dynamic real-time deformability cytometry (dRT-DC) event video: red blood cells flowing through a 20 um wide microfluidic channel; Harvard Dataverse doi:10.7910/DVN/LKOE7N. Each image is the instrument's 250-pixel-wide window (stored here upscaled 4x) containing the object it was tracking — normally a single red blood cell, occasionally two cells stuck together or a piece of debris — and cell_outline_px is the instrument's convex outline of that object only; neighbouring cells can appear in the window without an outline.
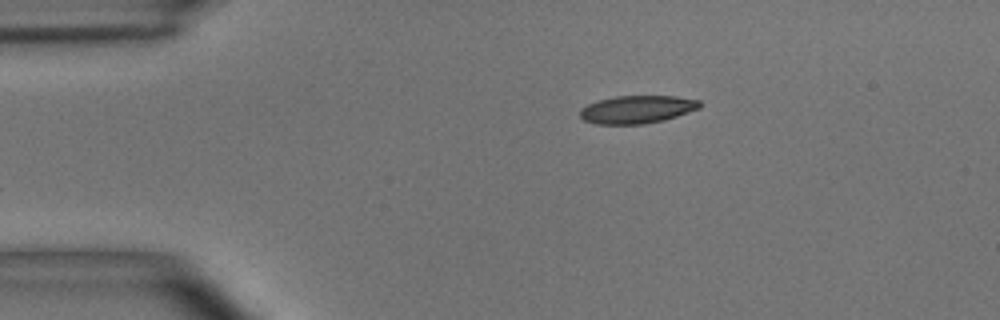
{"species": "common noctule bat (a hibernating species)", "species_latin": "Nyctalus noctula", "temperature_condition": "room temperature", "stored_images_in_passage": 45, "camera_frame_rate_fps": 3000, "um_per_image_px": 0.085, "animal": {"sex": "male", "body_mass_g": 15.6}, "frame": {"image": 1, "passage_image": 1, "time_ms": 0.0, "image_size_px": [1000, 320], "cell_outline_px": [[704, 104], [700, 108], [664, 120], [644, 124], [596, 124], [584, 120], [580, 116], [580, 108], [596, 100], [616, 96], [676, 96], [700, 100]], "centroid_in_image_um": [54.16, 9.29], "position_along_channel_um": 30.8, "area_um2": 19.59}}
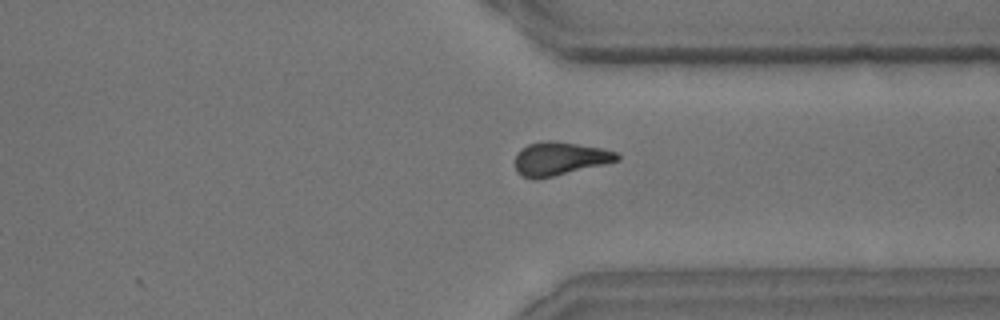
{"frame": {"image": 2, "passage_image": 32, "time_ms": 10.333, "image_size_px": [1000, 320], "cell_outline_px": [[620, 160], [604, 164], [536, 180], [532, 180], [520, 176], [516, 172], [516, 156], [520, 148], [528, 144], [544, 140], [556, 140], [604, 148], [616, 152], [620, 156]], "centroid_in_image_um": [47.55, 13.48], "position_along_channel_um": 363.8, "area_um2": 20.11}}
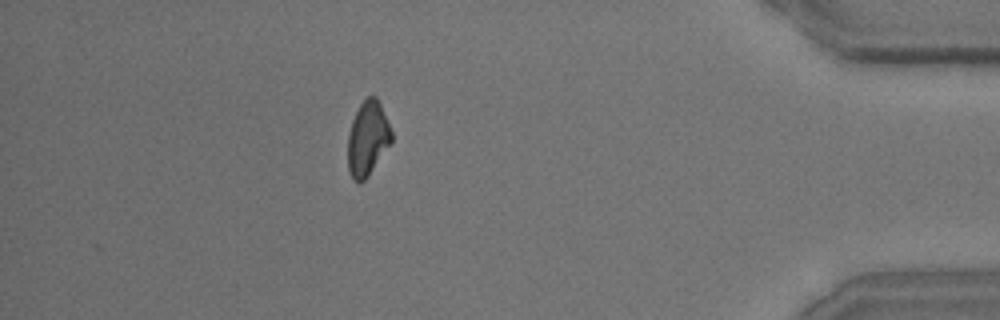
{"frame": {"image": 3, "passage_image": 39, "time_ms": 12.667, "image_size_px": [1000, 320], "cell_outline_px": [[392, 140], [368, 176], [360, 184], [352, 180], [348, 168], [348, 132], [352, 120], [360, 104], [368, 96], [376, 96], [380, 104], [392, 132]], "centroid_in_image_um": [31.22, 11.79], "position_along_channel_um": 404.0, "area_um2": 18.79}, "authors_computed_cell_mechanics": {"area_um2": 19.7676, "velocity_mm_per_s": 3.656, "shape_relaxation_time_tau1_ms": 3.0658, "shape_relaxation_time_tau2_ms": 8.3624, "deformation_change_tau1": null, "deformation_change_tau2": 0.1531}}